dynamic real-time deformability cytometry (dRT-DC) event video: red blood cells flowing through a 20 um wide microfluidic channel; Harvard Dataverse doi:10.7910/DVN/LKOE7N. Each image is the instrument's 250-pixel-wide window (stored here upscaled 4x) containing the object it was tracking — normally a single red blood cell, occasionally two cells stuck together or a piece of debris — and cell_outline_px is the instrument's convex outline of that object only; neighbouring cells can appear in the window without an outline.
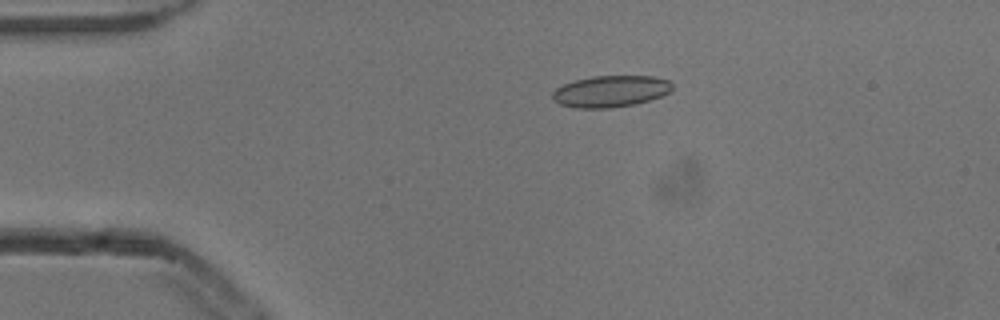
{"species": "common noctule bat (a hibernating species)", "species_latin": "Nyctalus noctula", "temperature_condition": "cold", "stored_images_in_passage": 6, "camera_frame_rate_fps": 3000, "um_per_image_px": 0.085, "animal": {"sex": "male", "body_mass_g": 13.3}, "frame": {"image": 1, "passage_image": 3, "time_ms": 0.667, "image_size_px": [1000, 320], "cell_outline_px": [[672, 88], [668, 92], [660, 96], [636, 104], [612, 108], [576, 108], [560, 104], [552, 100], [552, 92], [556, 88], [564, 84], [576, 80], [592, 76], [652, 76], [668, 80], [672, 84]], "centroid_in_image_um": [51.87, 7.76], "position_along_channel_um": 33.1, "area_um2": 21.96}}
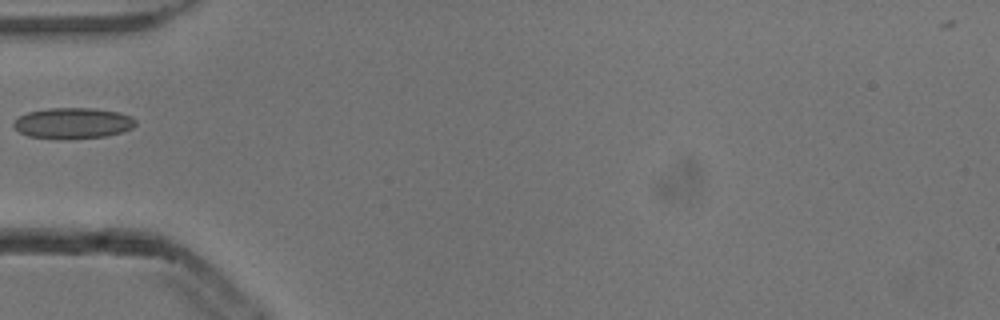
{"frame": {"image": 2, "passage_image": 5, "time_ms": 1.333, "image_size_px": [1000, 320], "cell_outline_px": [[136, 124], [132, 128], [120, 132], [104, 136], [64, 140], [60, 140], [28, 136], [20, 132], [12, 124], [20, 116], [28, 112], [48, 108], [96, 108], [120, 112], [132, 116], [136, 120]], "centroid_in_image_um": [6.21, 10.47], "position_along_channel_um": 78.8, "area_um2": 22.14}}
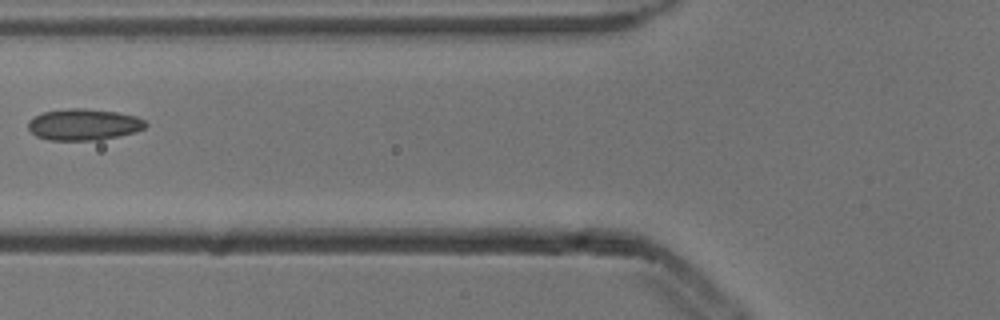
{"frame": {"image": 3, "passage_image": 6, "time_ms": 1.667, "image_size_px": [1000, 320], "cell_outline_px": [[148, 124], [144, 128], [136, 132], [96, 140], [48, 140], [36, 136], [28, 128], [28, 120], [44, 112], [68, 108], [84, 108], [116, 112], [136, 116], [144, 120]], "centroid_in_image_um": [7.11, 10.58], "position_along_channel_um": 118.7, "area_um2": 21.39}}